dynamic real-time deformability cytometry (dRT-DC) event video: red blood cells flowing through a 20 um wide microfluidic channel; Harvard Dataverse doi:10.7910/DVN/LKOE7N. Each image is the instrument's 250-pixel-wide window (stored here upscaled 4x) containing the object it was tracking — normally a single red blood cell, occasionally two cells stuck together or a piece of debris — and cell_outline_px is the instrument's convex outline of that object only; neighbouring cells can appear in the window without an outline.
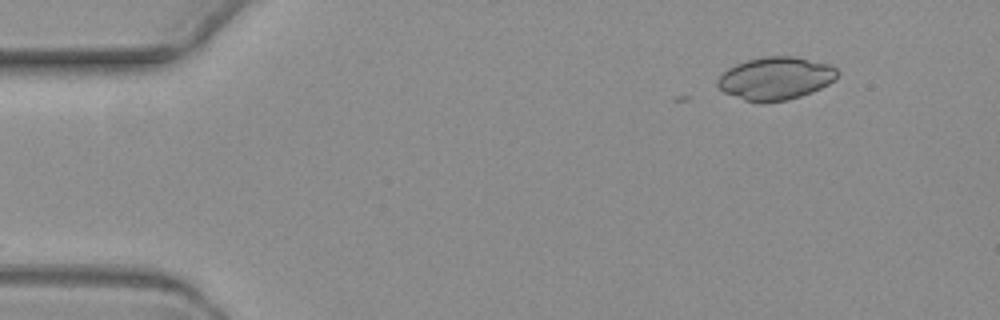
{"species": "common noctule bat (a hibernating species)", "species_latin": "Nyctalus noctula", "temperature_condition": "warm", "stored_images_in_passage": 4, "camera_frame_rate_fps": 3000, "um_per_image_px": 0.085, "animal": {"sex": "female", "body_mass_g": 19.3, "forearm_length_mm": 54.1}, "frame": {"image": 1, "passage_image": 1, "time_ms": 0.0, "image_size_px": [1000, 320], "cell_outline_px": [[840, 72], [836, 80], [812, 92], [788, 100], [764, 104], [760, 104], [744, 100], [724, 92], [716, 84], [716, 80], [728, 68], [736, 64], [748, 60], [764, 56], [792, 56], [828, 64], [836, 68]], "centroid_in_image_um": [65.93, 6.68], "position_along_channel_um": 19.1, "area_um2": 30.11}}